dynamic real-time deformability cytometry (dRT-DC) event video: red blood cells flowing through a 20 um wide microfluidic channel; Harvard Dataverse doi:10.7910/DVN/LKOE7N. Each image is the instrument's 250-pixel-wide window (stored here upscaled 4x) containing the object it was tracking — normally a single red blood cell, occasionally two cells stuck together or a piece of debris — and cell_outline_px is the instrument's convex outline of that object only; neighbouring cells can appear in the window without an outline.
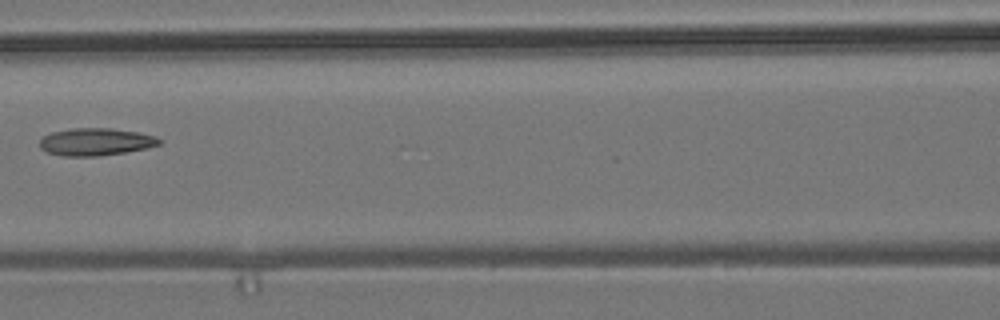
{"species": "common noctule bat (a hibernating species)", "species_latin": "Nyctalus noctula", "temperature_condition": "room temperature", "stored_images_in_passage": 5, "camera_frame_rate_fps": 3000, "um_per_image_px": 0.085, "animal": {"sex": "male", "body_mass_g": 19.2, "forearm_length_mm": 51.8}, "frame": {"image": 1, "passage_image": 4, "time_ms": 1.0, "image_size_px": [1000, 320], "cell_outline_px": [[160, 144], [144, 148], [124, 152], [96, 156], [64, 156], [48, 152], [40, 148], [40, 140], [44, 136], [52, 132], [72, 128], [112, 128], [136, 132], [156, 136], [160, 140]], "centroid_in_image_um": [8.11, 12.05], "position_along_channel_um": 158.5, "area_um2": 18.84}}
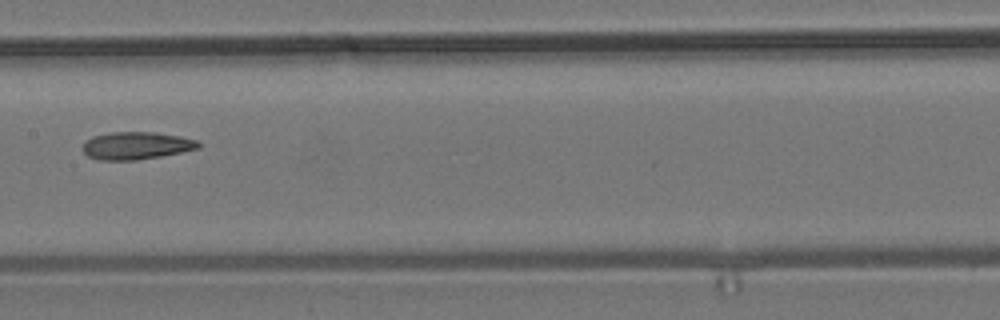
{"frame": {"image": 2, "passage_image": 5, "time_ms": 1.333, "image_size_px": [1000, 320], "cell_outline_px": [[200, 148], [160, 156], [136, 160], [100, 160], [88, 156], [84, 152], [84, 140], [92, 136], [108, 132], [156, 132], [180, 136], [196, 140], [200, 144]], "centroid_in_image_um": [11.56, 12.37], "position_along_channel_um": 195.8, "area_um2": 18.55}}